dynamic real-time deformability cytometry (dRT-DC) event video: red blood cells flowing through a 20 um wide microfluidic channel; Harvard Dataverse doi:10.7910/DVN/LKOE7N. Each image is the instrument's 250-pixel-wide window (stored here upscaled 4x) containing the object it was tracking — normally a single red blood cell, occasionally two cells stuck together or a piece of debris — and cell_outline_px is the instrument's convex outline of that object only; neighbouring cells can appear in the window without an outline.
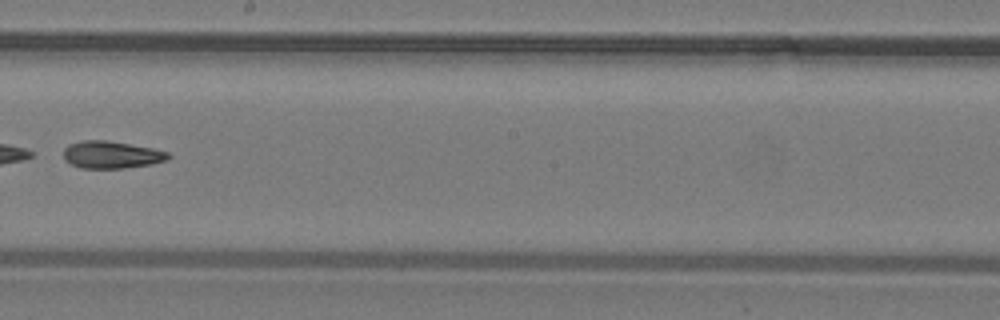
{"species": "common noctule bat (a hibernating species)", "species_latin": "Nyctalus noctula", "temperature_condition": "warm", "stored_images_in_passage": 34, "camera_frame_rate_fps": 3000, "um_per_image_px": 0.085, "animal": {"sex": "male", "body_mass_g": 19.2, "forearm_length_mm": 51.8}, "frame": {"image": 1, "passage_image": 20, "time_ms": 6.333, "image_size_px": [1000, 320], "cell_outline_px": [[172, 156], [168, 160], [152, 164], [124, 168], [80, 168], [64, 160], [64, 148], [68, 144], [84, 140], [104, 140], [152, 148], [168, 152]], "centroid_in_image_um": [9.48, 13.16], "position_along_channel_um": 238.7, "area_um2": 16.65}}